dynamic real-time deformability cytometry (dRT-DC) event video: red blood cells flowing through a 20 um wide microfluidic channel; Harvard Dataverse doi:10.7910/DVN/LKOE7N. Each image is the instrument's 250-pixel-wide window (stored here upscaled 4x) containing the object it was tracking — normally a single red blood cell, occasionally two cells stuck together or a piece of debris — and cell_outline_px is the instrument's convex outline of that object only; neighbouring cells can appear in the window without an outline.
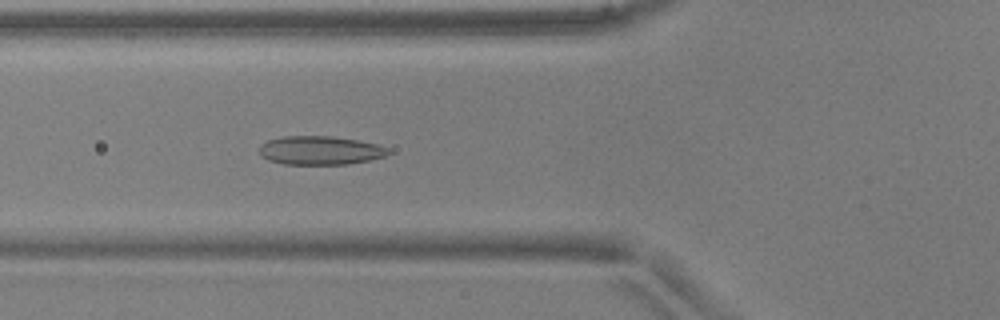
{"species": "common noctule bat (a hibernating species)", "species_latin": "Nyctalus noctula", "temperature_condition": "warm", "stored_images_in_passage": 45, "camera_frame_rate_fps": 3000, "um_per_image_px": 0.085, "animal": {"sex": "male", "body_mass_g": 17.9, "forearm_length_mm": 54.2}, "frame": {"image": 1, "passage_image": 13, "time_ms": 4.0, "image_size_px": [1000, 320], "cell_outline_px": [[392, 152], [384, 156], [368, 160], [348, 164], [284, 164], [268, 160], [260, 156], [260, 144], [268, 140], [284, 136], [332, 136], [356, 140], [376, 144], [388, 148]], "centroid_in_image_um": [27.19, 12.78], "position_along_channel_um": 98.6, "area_um2": 21.5}}
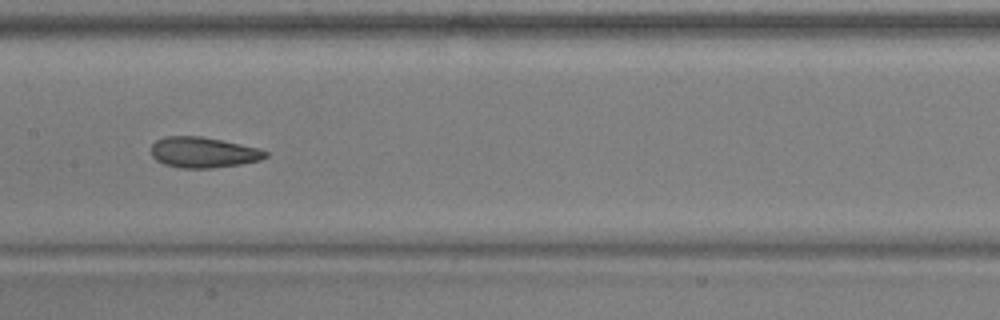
{"frame": {"image": 2, "passage_image": 20, "time_ms": 6.333, "image_size_px": [1000, 320], "cell_outline_px": [[268, 156], [260, 160], [240, 164], [212, 168], [180, 168], [164, 164], [156, 160], [152, 156], [152, 144], [156, 140], [164, 136], [200, 136], [260, 148], [268, 152]], "centroid_in_image_um": [17.27, 12.95], "position_along_channel_um": 190.1, "area_um2": 20.4}}
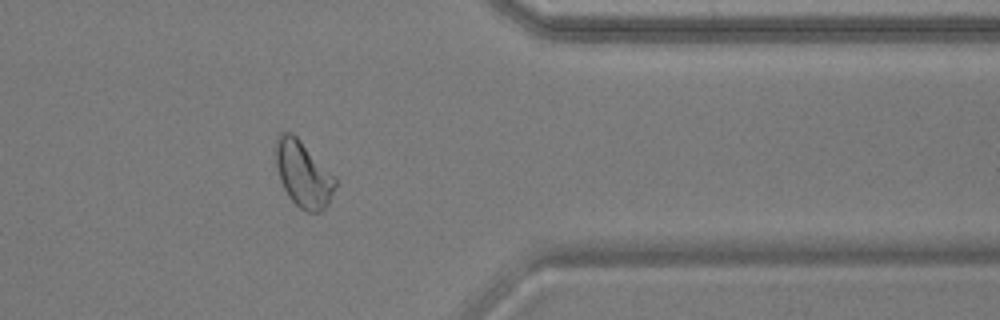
{"frame": {"image": 3, "passage_image": 36, "time_ms": 11.667, "image_size_px": [1000, 320], "cell_outline_px": [[336, 184], [328, 204], [320, 212], [308, 212], [300, 208], [288, 196], [280, 180], [276, 164], [276, 136], [280, 132], [292, 132], [336, 176]], "centroid_in_image_um": [25.78, 14.78], "position_along_channel_um": 385.6, "area_um2": 22.83}, "authors_computed_cell_mechanics": {"area_um2": 21.5016, "velocity_mm_per_s": 3.8979, "shape_relaxation_time_tau1_ms": 7.1841, "shape_relaxation_time_tau2_ms": 1.4839, "deformation_change_tau1": 0.1513, "deformation_change_tau2": 0.0701}}